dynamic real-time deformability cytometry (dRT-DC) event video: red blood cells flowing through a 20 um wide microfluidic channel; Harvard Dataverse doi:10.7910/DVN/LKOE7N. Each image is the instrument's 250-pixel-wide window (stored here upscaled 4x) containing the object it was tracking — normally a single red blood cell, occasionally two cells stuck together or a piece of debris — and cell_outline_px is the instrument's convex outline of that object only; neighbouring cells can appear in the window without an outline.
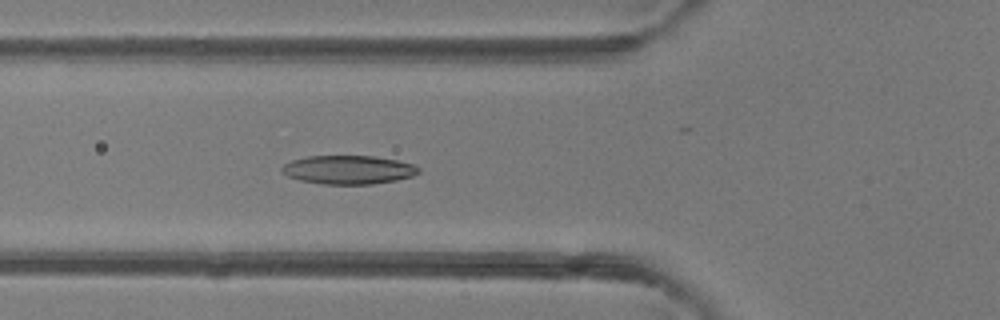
{"species": "common noctule bat (a hibernating species)", "species_latin": "Nyctalus noctula", "temperature_condition": "room temperature", "stored_images_in_passage": 49, "camera_frame_rate_fps": 3000, "um_per_image_px": 0.085, "animal": {"sex": "female"}, "frame": {"image": 1, "passage_image": 17, "time_ms": 5.333, "image_size_px": [1000, 320], "cell_outline_px": [[420, 172], [412, 176], [396, 180], [372, 184], [324, 184], [300, 180], [288, 176], [280, 172], [280, 168], [284, 164], [292, 160], [308, 156], [372, 156], [396, 160], [412, 164], [420, 168]], "centroid_in_image_um": [29.59, 14.43], "position_along_channel_um": 96.2, "area_um2": 22.77}}
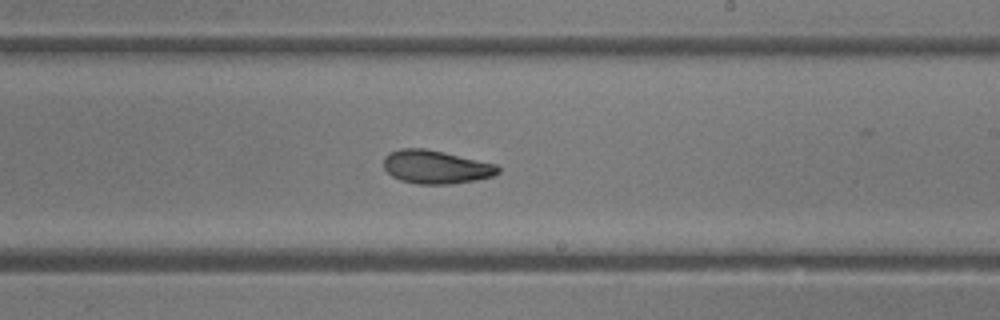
{"frame": {"image": 2, "passage_image": 28, "time_ms": 9.0, "image_size_px": [1000, 320], "cell_outline_px": [[500, 172], [492, 176], [476, 180], [452, 184], [416, 184], [400, 180], [392, 176], [384, 168], [384, 156], [388, 152], [400, 148], [424, 148], [444, 152], [496, 164], [500, 168]], "centroid_in_image_um": [37.03, 14.19], "position_along_channel_um": 252.0, "area_um2": 22.37}}
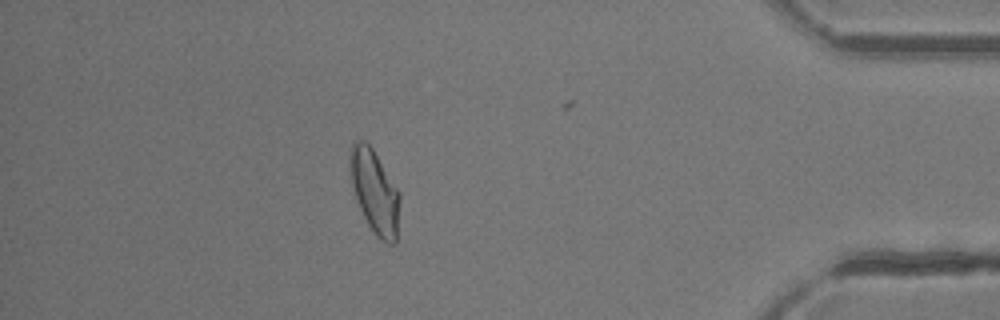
{"frame": {"image": 3, "passage_image": 42, "time_ms": 13.667, "image_size_px": [1000, 320], "cell_outline_px": [[400, 200], [396, 244], [388, 244], [376, 236], [368, 224], [356, 200], [352, 184], [348, 156], [352, 140], [364, 140], [372, 148], [400, 192]], "centroid_in_image_um": [31.84, 16.27], "position_along_channel_um": 403.4, "area_um2": 24.33}, "authors_computed_cell_mechanics": {"area_um2": 23.0622, "velocity_mm_per_s": 4.2337, "shape_relaxation_time_tau1_ms": 3.8406, "shape_relaxation_time_tau2_ms": 2.7451, "deformation_change_tau1": 0.1371, "deformation_change_tau2": 0.0925}}